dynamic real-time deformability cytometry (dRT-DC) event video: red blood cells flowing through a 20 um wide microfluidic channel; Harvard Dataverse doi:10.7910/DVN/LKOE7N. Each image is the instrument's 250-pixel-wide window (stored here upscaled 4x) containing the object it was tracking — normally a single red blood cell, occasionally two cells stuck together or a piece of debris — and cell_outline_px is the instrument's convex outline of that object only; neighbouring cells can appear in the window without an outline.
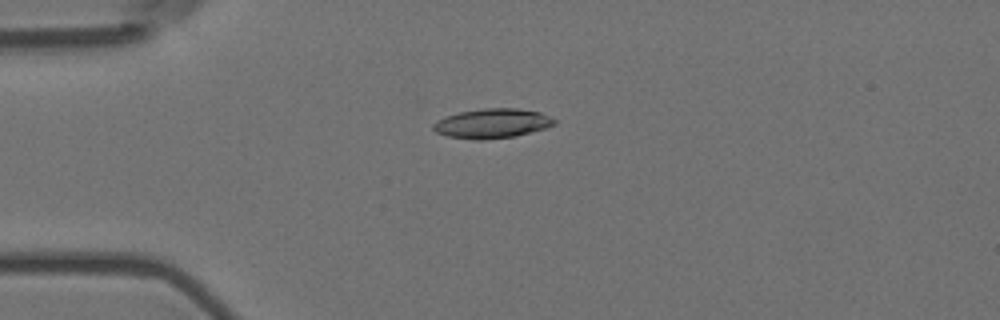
{"species": "Egyptian fruit bat (a non-hibernating species)", "species_latin": "Rousettus aegyptiacus", "temperature_condition": "room temperature", "stored_images_in_passage": 8, "camera_frame_rate_fps": 3000, "um_per_image_px": 0.085, "animal": {"sex": "female"}, "frame": {"image": 1, "passage_image": 4, "time_ms": 1.0, "image_size_px": [1000, 320], "cell_outline_px": [[556, 124], [548, 128], [516, 136], [484, 140], [476, 140], [448, 136], [436, 132], [432, 128], [432, 124], [444, 116], [460, 112], [484, 108], [516, 108], [540, 112], [556, 120]], "centroid_in_image_um": [41.85, 10.49], "position_along_channel_um": 43.2, "area_um2": 20.98}}
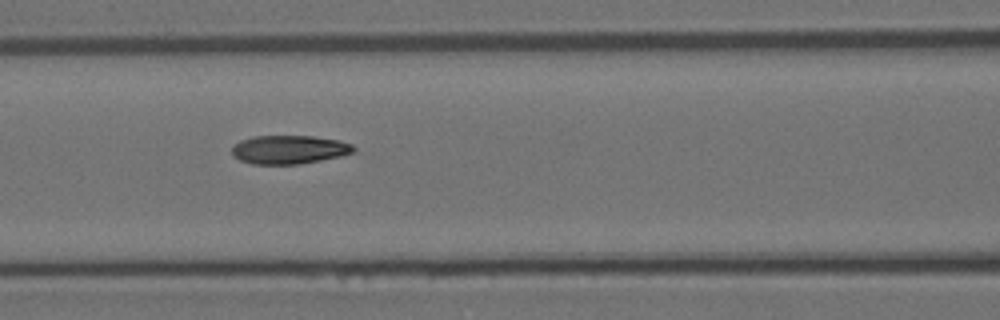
{"frame": {"image": 2, "passage_image": 7, "time_ms": 2.0, "image_size_px": [1000, 320], "cell_outline_px": [[356, 148], [352, 152], [340, 156], [300, 164], [252, 164], [240, 160], [232, 156], [232, 148], [240, 140], [252, 136], [312, 136], [340, 140], [352, 144]], "centroid_in_image_um": [24.56, 12.71], "position_along_channel_um": 142.0, "area_um2": 20.29}}
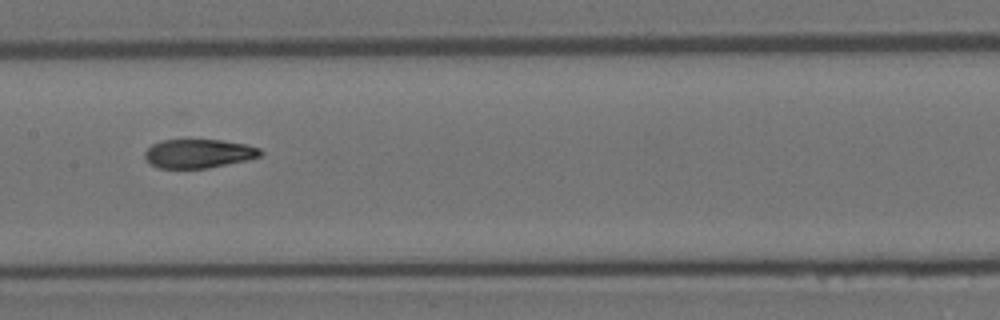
{"frame": {"image": 3, "passage_image": 8, "time_ms": 2.333, "image_size_px": [1000, 320], "cell_outline_px": [[264, 152], [260, 156], [248, 160], [208, 168], [156, 168], [144, 156], [144, 152], [152, 144], [160, 140], [220, 140], [244, 144], [260, 148]], "centroid_in_image_um": [16.89, 13.05], "position_along_channel_um": 190.5, "area_um2": 19.42}}